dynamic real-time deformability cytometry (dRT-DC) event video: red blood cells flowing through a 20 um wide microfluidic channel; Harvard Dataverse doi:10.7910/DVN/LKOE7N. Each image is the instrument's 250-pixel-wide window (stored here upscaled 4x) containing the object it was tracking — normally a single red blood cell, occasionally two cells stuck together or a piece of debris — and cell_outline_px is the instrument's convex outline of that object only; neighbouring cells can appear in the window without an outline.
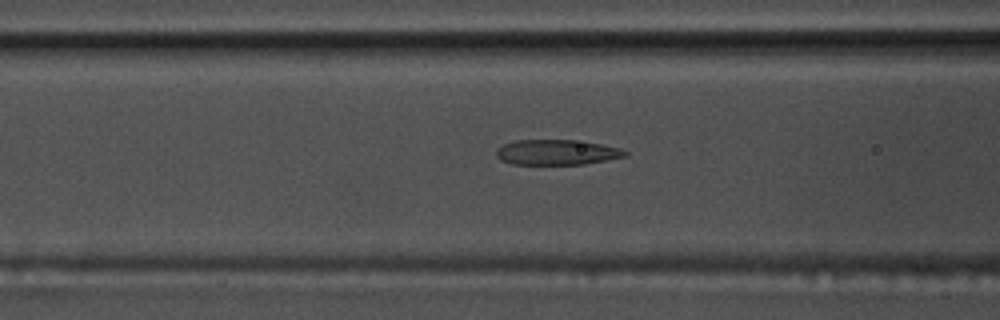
{"species": "common noctule bat (a hibernating species)", "species_latin": "Nyctalus noctula", "temperature_condition": "warm", "stored_images_in_passage": 39, "camera_frame_rate_fps": 3000, "um_per_image_px": 0.085, "animal": {"sex": "male", "body_mass_g": 17.5, "forearm_length_mm": 52.3}, "frame": {"image": 1, "passage_image": 5, "time_ms": 1.333, "image_size_px": [1000, 320], "cell_outline_px": [[628, 156], [584, 164], [512, 164], [500, 160], [496, 156], [496, 152], [504, 144], [516, 140], [572, 140], [600, 144], [620, 148], [628, 152]], "centroid_in_image_um": [47.34, 12.95], "position_along_channel_um": 119.3, "area_um2": 18.79}}
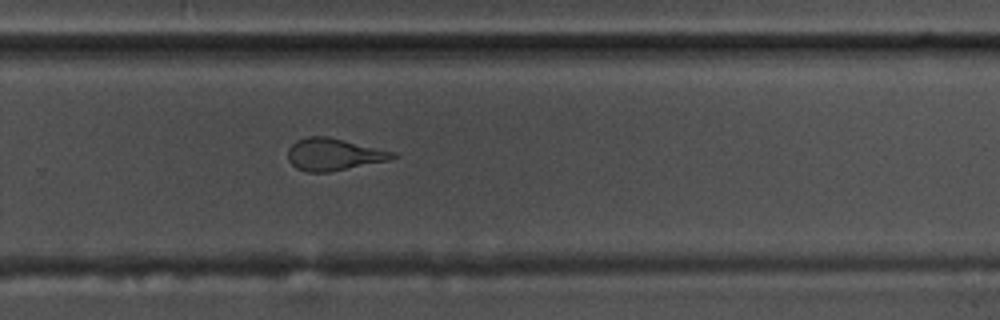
{"frame": {"image": 2, "passage_image": 20, "time_ms": 6.333, "image_size_px": [1000, 320], "cell_outline_px": [[396, 156], [388, 160], [328, 172], [308, 172], [296, 168], [288, 160], [288, 148], [296, 140], [308, 136], [328, 136], [396, 152]], "centroid_in_image_um": [28.33, 13.11], "position_along_channel_um": 301.5, "area_um2": 19.48}}
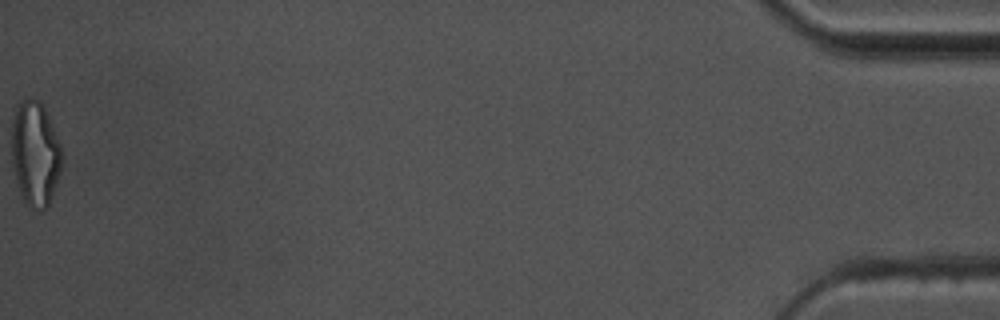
{"frame": {"image": 3, "passage_image": 39, "time_ms": 12.667, "image_size_px": [1000, 320], "cell_outline_px": [[60, 172], [48, 208], [40, 212], [36, 212], [28, 208], [20, 192], [16, 180], [12, 164], [12, 120], [16, 104], [20, 100], [28, 96], [32, 96], [40, 100], [56, 132], [60, 144]], "centroid_in_image_um": [2.97, 13.05], "position_along_channel_um": 432.2, "area_um2": 31.1}, "authors_computed_cell_mechanics": {"area_um2": 19.5942, "velocity_mm_per_s": 3.6518, "shape_relaxation_time_tau1_ms": 7.6907, "shape_relaxation_time_tau2_ms": 1.932, "deformation_change_tau1": 0.2633, "deformation_change_tau2": 0.1174}}